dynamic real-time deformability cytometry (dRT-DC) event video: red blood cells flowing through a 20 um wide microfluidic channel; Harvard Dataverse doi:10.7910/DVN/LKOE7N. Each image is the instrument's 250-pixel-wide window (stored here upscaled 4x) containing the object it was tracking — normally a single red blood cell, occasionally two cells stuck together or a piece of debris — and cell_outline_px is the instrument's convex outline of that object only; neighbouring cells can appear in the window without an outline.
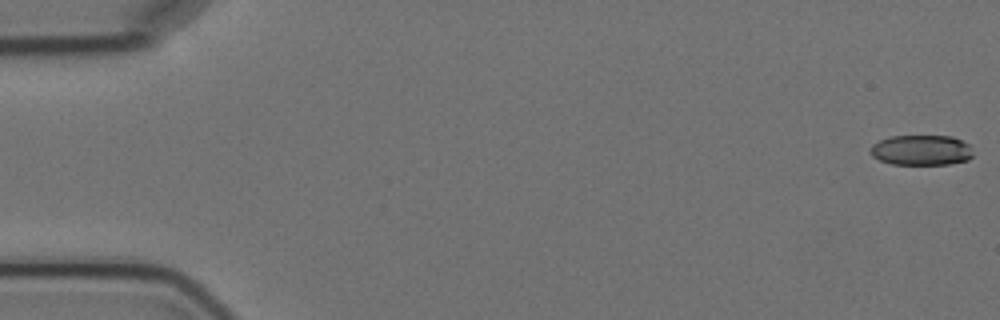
{"species": "Egyptian fruit bat (a non-hibernating species)", "species_latin": "Rousettus aegyptiacus", "temperature_condition": "cold", "stored_images_in_passage": 5, "camera_frame_rate_fps": 3000, "um_per_image_px": 0.085, "animal": {"sex": "female"}, "frame": {"image": 1, "passage_image": 1, "time_ms": 0.0, "image_size_px": [1000, 320], "cell_outline_px": [[972, 156], [968, 160], [948, 164], [892, 164], [880, 160], [872, 156], [868, 152], [868, 148], [872, 144], [888, 136], [952, 136], [968, 144], [972, 152]], "centroid_in_image_um": [78.26, 12.76], "position_along_channel_um": 6.7, "area_um2": 18.21}}
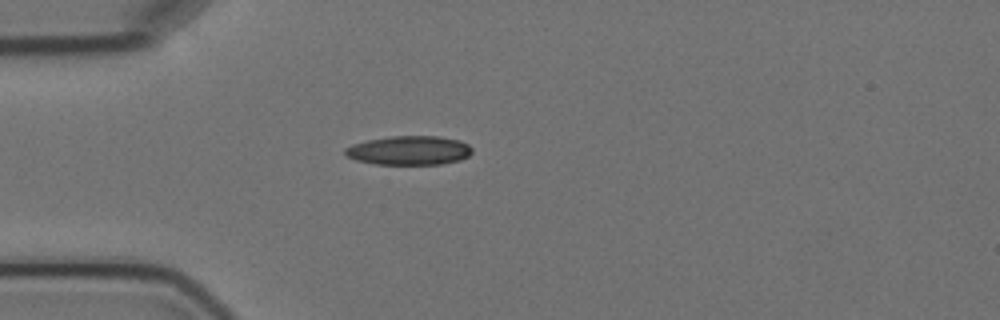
{"frame": {"image": 2, "passage_image": 4, "time_ms": 5.0, "image_size_px": [1000, 320], "cell_outline_px": [[472, 152], [468, 156], [460, 160], [440, 164], [376, 164], [356, 160], [344, 156], [344, 148], [352, 144], [368, 140], [392, 136], [440, 136], [460, 140], [468, 144], [472, 148]], "centroid_in_image_um": [34.77, 12.78], "position_along_channel_um": 50.2, "area_um2": 21.62}}